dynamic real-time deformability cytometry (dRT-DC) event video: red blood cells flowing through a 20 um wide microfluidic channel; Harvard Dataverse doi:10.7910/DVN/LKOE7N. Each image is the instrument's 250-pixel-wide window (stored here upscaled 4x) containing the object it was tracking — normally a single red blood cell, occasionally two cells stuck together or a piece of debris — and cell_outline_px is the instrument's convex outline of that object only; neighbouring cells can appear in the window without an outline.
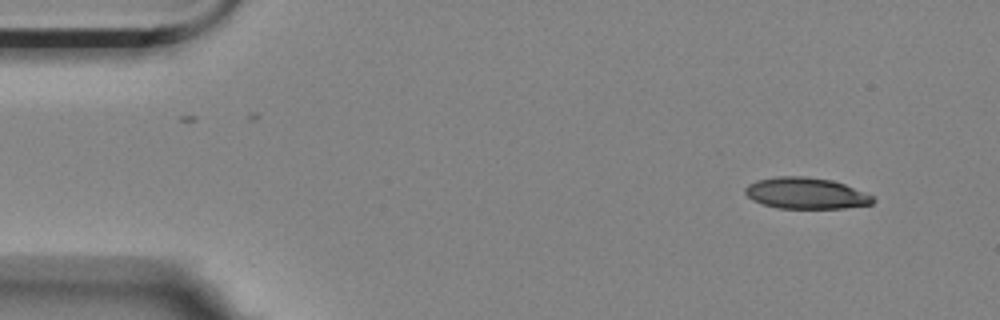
{"species": "Egyptian fruit bat (a non-hibernating species)", "species_latin": "Rousettus aegyptiacus", "temperature_condition": "room temperature", "stored_images_in_passage": 2, "camera_frame_rate_fps": 3000, "um_per_image_px": 0.085, "animal": {"sex": "female"}, "frame": {"image": 1, "passage_image": 2, "time_ms": 0.333, "image_size_px": [1000, 320], "cell_outline_px": [[876, 200], [872, 204], [844, 208], [776, 208], [760, 204], [752, 200], [744, 192], [744, 188], [748, 184], [756, 180], [776, 176], [804, 176], [832, 180], [844, 184], [872, 196]], "centroid_in_image_um": [68.45, 16.43], "position_along_channel_um": 16.5, "area_um2": 23.35}}